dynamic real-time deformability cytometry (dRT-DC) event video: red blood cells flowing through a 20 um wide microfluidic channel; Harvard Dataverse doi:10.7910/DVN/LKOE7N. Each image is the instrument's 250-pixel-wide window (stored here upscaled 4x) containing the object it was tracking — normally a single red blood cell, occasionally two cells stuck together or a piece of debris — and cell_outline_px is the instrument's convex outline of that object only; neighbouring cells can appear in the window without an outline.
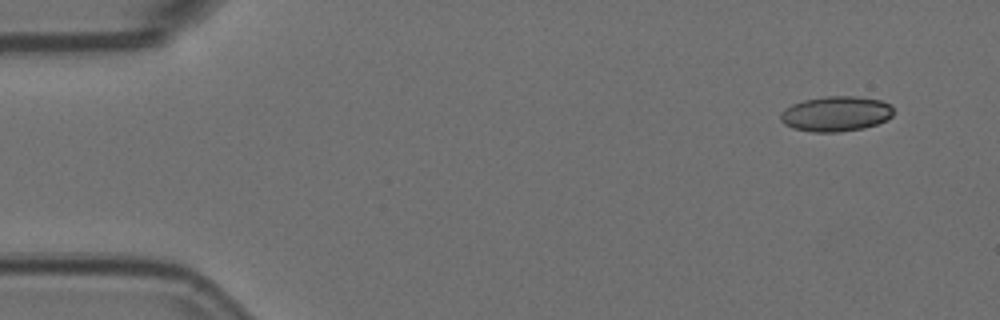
{"species": "Egyptian fruit bat (a non-hibernating species)", "species_latin": "Rousettus aegyptiacus", "temperature_condition": "room temperature", "stored_images_in_passage": 5, "camera_frame_rate_fps": 3000, "um_per_image_px": 0.085, "animal": {"sex": "female"}, "frame": {"image": 1, "passage_image": 1, "time_ms": 0.0, "image_size_px": [1000, 320], "cell_outline_px": [[892, 116], [888, 120], [864, 128], [840, 132], [812, 132], [796, 128], [784, 124], [780, 120], [780, 116], [784, 108], [792, 104], [804, 100], [824, 96], [856, 96], [880, 100], [892, 104]], "centroid_in_image_um": [71.07, 9.67], "position_along_channel_um": 13.9, "area_um2": 23.24}}
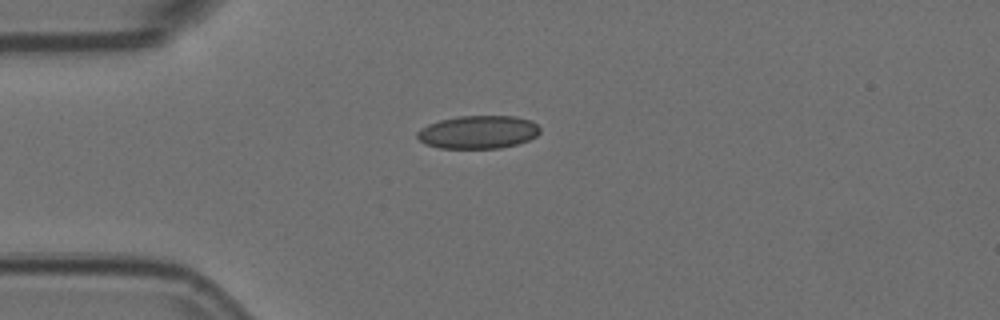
{"frame": {"image": 2, "passage_image": 4, "time_ms": 1.0, "image_size_px": [1000, 320], "cell_outline_px": [[540, 132], [536, 136], [528, 140], [516, 144], [500, 148], [440, 148], [424, 144], [416, 136], [416, 132], [420, 128], [428, 124], [440, 120], [460, 116], [516, 116], [532, 120], [540, 128]], "centroid_in_image_um": [40.64, 11.22], "position_along_channel_um": 44.4, "area_um2": 23.76}}
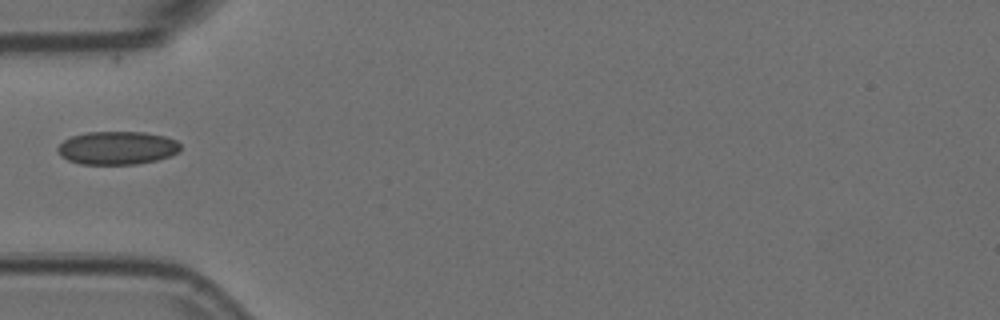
{"frame": {"image": 3, "passage_image": 5, "time_ms": 1.333, "image_size_px": [1000, 320], "cell_outline_px": [[180, 152], [156, 160], [136, 164], [80, 164], [68, 160], [60, 156], [56, 148], [64, 140], [72, 136], [88, 132], [144, 132], [164, 136], [176, 140], [180, 144]], "centroid_in_image_um": [9.95, 12.57], "position_along_channel_um": 75.0, "area_um2": 23.76}}